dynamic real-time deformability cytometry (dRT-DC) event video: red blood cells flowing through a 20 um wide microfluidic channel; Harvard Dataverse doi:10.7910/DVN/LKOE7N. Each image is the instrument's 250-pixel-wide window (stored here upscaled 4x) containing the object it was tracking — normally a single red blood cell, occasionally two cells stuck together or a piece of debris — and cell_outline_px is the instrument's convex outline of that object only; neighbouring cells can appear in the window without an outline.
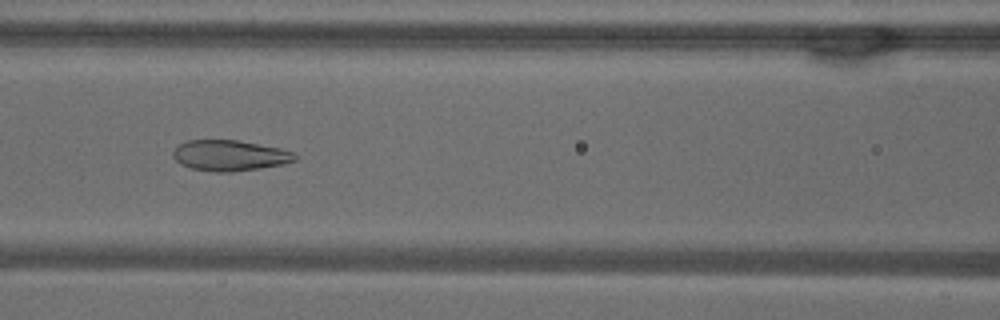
{"species": "common noctule bat (a hibernating species)", "species_latin": "Nyctalus noctula", "temperature_condition": "warm", "stored_images_in_passage": 53, "camera_frame_rate_fps": 3000, "um_per_image_px": 0.085, "animal": {"sex": "male", "body_mass_g": 18.8}, "frame": {"image": 1, "passage_image": 23, "time_ms": 7.333, "image_size_px": [1000, 320], "cell_outline_px": [[296, 160], [284, 164], [260, 168], [232, 172], [216, 172], [192, 168], [180, 164], [172, 156], [172, 152], [180, 144], [188, 140], [236, 140], [280, 148], [296, 152]], "centroid_in_image_um": [19.54, 13.22], "position_along_channel_um": 147.1, "area_um2": 21.79}}
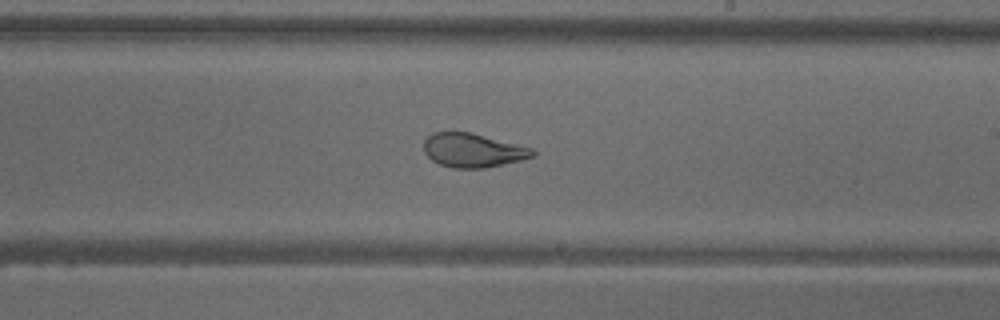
{"frame": {"image": 2, "passage_image": 31, "time_ms": 10.0, "image_size_px": [1000, 320], "cell_outline_px": [[536, 156], [520, 160], [484, 168], [452, 168], [440, 164], [432, 160], [424, 152], [424, 140], [432, 132], [468, 132], [532, 148], [536, 152]], "centroid_in_image_um": [40.17, 12.78], "position_along_channel_um": 248.8, "area_um2": 21.27}}
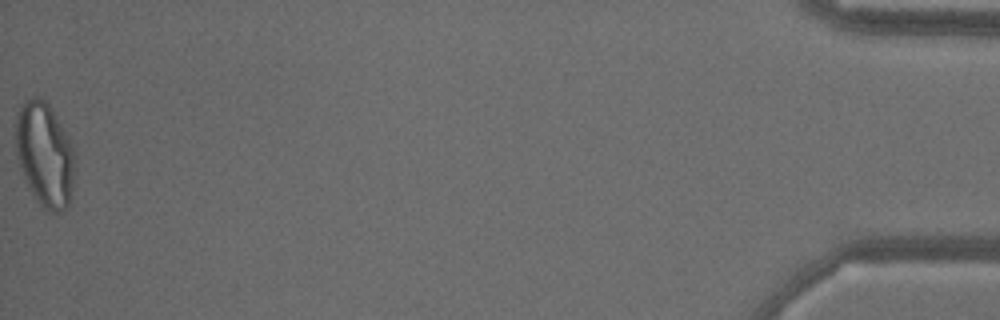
{"frame": {"image": 3, "passage_image": 53, "time_ms": 17.333, "image_size_px": [1000, 320], "cell_outline_px": [[72, 184], [68, 208], [60, 212], [48, 212], [40, 208], [28, 188], [24, 180], [20, 168], [16, 152], [16, 120], [20, 108], [32, 96], [40, 96], [48, 104], [68, 136], [72, 144]], "centroid_in_image_um": [3.77, 13.19], "position_along_channel_um": 431.4, "area_um2": 35.6}, "authors_computed_cell_mechanics": {"area_um2": 28.611, "velocity_mm_per_s": 3.8203, "shape_relaxation_time_tau1_ms": null, "shape_relaxation_time_tau2_ms": 0.7483, "deformation_change_tau1": null, "deformation_change_tau2": 0.079}}